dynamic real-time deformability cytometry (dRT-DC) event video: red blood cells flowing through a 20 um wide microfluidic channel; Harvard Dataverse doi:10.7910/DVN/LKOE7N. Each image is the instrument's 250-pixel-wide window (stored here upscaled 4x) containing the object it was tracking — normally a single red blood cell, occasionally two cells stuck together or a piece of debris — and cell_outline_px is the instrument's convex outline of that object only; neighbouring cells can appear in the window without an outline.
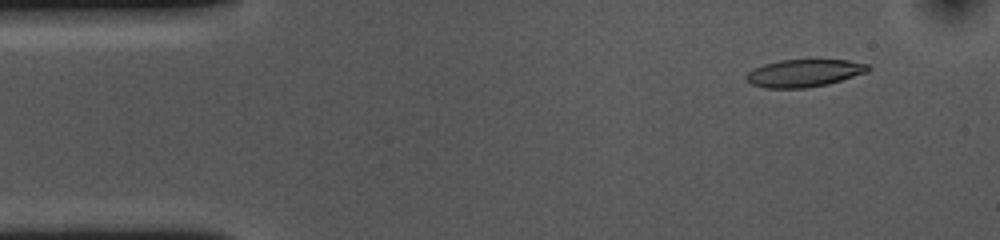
{"species": "common noctule bat (a hibernating species)", "species_latin": "Nyctalus noctula", "temperature_condition": "cold", "stored_images_in_passage": 54, "camera_frame_rate_fps": 3000, "um_per_image_px": 0.085, "animal": {"sex": "female", "body_mass_g": 10.0, "forearm_length_mm": 53.1}, "frame": {"image": 1, "passage_image": 5, "time_ms": 1.333, "image_size_px": [1000, 240], "cell_outline_px": [[872, 68], [868, 72], [828, 84], [804, 88], [764, 88], [752, 84], [744, 80], [744, 76], [748, 72], [764, 64], [780, 60], [848, 60], [868, 64]], "centroid_in_image_um": [68.35, 6.22], "position_along_channel_um": 16.7, "area_um2": 19.59}}
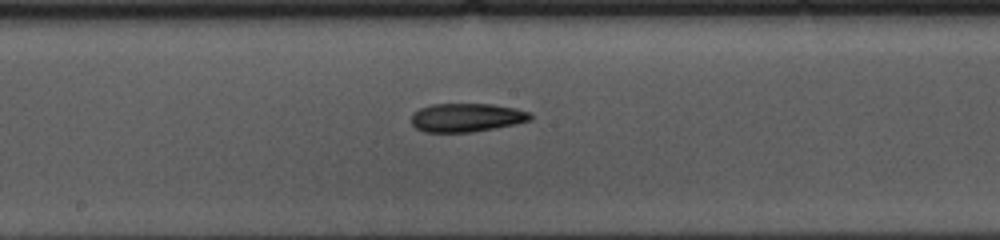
{"frame": {"image": 2, "passage_image": 27, "time_ms": 8.667, "image_size_px": [1000, 240], "cell_outline_px": [[532, 120], [516, 124], [496, 128], [472, 132], [424, 132], [416, 128], [412, 124], [412, 112], [420, 108], [432, 104], [492, 104], [516, 108], [532, 112]], "centroid_in_image_um": [39.69, 9.99], "position_along_channel_um": 208.5, "area_um2": 20.06}}
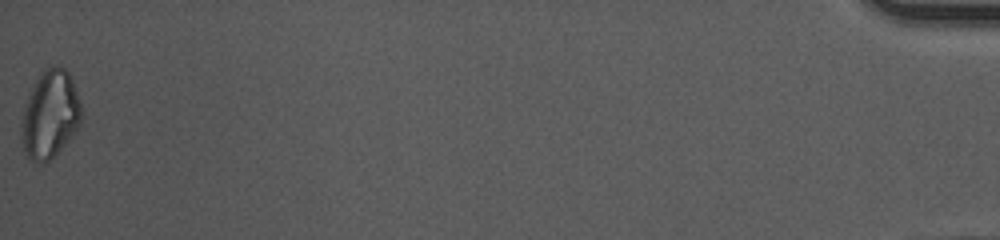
{"frame": {"image": 3, "passage_image": 54, "time_ms": 17.667, "image_size_px": [1000, 240], "cell_outline_px": [[84, 116], [80, 124], [68, 140], [44, 164], [40, 164], [32, 160], [24, 152], [20, 136], [20, 124], [28, 92], [40, 72], [44, 68], [52, 64], [56, 64], [64, 68], [68, 72], [72, 80]], "centroid_in_image_um": [4.22, 9.69], "position_along_channel_um": 431.0, "area_um2": 30.98}, "authors_computed_cell_mechanics": {"area_um2": 20.4034, "velocity_mm_per_s": 3.6465, "shape_relaxation_time_tau1_ms": 8.6349, "shape_relaxation_time_tau2_ms": 7.0884, "deformation_change_tau1": 0.185, "deformation_change_tau2": 0.1707}}